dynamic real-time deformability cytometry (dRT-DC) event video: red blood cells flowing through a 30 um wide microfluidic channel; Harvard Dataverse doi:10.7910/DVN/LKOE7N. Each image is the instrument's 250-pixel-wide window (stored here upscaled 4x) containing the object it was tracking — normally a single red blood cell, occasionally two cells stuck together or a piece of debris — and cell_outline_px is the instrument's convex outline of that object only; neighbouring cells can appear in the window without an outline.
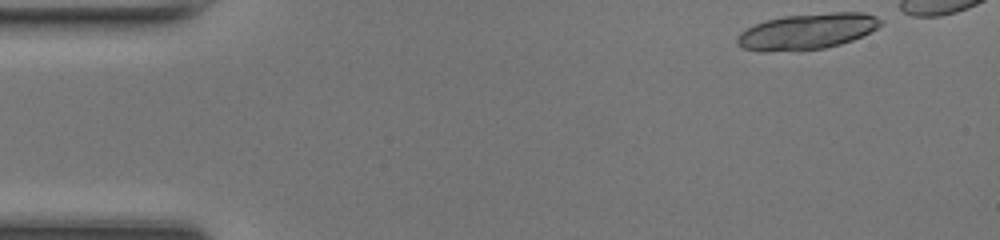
{"species": "common noctule bat (a hibernating species)", "species_latin": "Nyctalus noctula", "temperature_condition": "room temperature", "stored_images_in_passage": 13, "camera_frame_rate_fps": 3000, "um_per_image_px": 0.085, "animal": {"sex": "female", "body_mass_g": 17.0, "forearm_length_mm": 48.0}, "frame": {"image": 1, "passage_image": 1, "time_ms": 0.0, "image_size_px": [1000, 240], "cell_outline_px": [[876, 24], [868, 32], [860, 36], [836, 44], [820, 48], [748, 48], [740, 44], [740, 36], [744, 32], [760, 24], [772, 20], [792, 16], [872, 16]], "centroid_in_image_um": [68.55, 2.7], "position_along_channel_um": 16.5, "area_um2": 24.91}}